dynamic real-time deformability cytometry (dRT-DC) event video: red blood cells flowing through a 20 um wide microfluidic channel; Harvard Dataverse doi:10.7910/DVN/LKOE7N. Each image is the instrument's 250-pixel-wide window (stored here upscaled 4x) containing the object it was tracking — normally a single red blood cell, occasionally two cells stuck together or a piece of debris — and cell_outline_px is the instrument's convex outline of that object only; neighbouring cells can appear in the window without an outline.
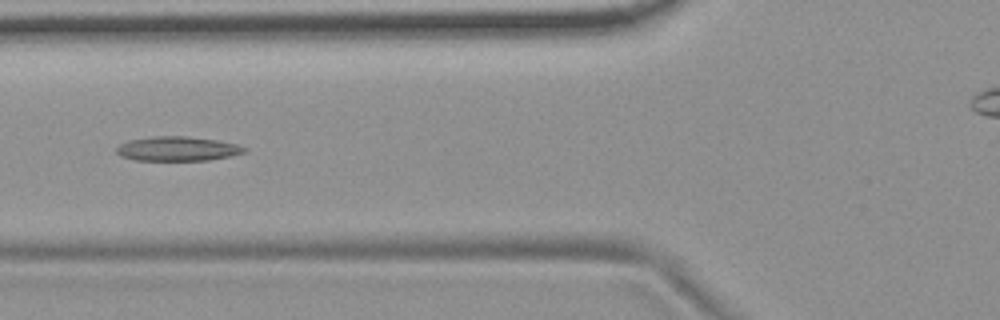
{"species": "common noctule bat (a hibernating species)", "species_latin": "Nyctalus noctula", "temperature_condition": "room temperature", "stored_images_in_passage": 6, "camera_frame_rate_fps": 3000, "um_per_image_px": 0.085, "animal": {"sex": "female", "body_mass_g": 19.9}, "frame": {"image": 1, "passage_image": 6, "time_ms": 1.667, "image_size_px": [1000, 320], "cell_outline_px": [[248, 152], [232, 156], [208, 160], [136, 160], [120, 156], [116, 152], [116, 148], [120, 144], [128, 140], [152, 136], [188, 136], [216, 140], [236, 144], [248, 148]], "centroid_in_image_um": [15.11, 12.64], "position_along_channel_um": 110.7, "area_um2": 18.32}}